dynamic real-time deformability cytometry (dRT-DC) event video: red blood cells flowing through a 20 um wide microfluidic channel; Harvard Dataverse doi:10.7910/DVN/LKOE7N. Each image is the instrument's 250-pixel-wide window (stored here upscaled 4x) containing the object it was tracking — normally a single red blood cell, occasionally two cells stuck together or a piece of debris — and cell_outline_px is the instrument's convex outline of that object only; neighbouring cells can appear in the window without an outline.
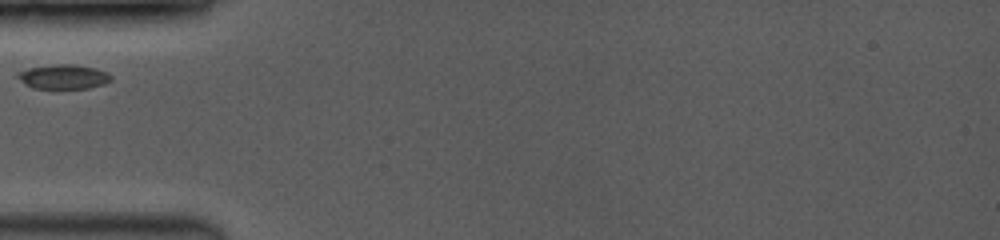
{"species": "common noctule bat (a hibernating species)", "species_latin": "Nyctalus noctula", "temperature_condition": "room temperature", "stored_images_in_passage": 22, "camera_frame_rate_fps": 3500, "um_per_image_px": 0.085, "animal": {"sex": "female", "body_mass_g": 19.0, "forearm_length_mm": 53.3}, "frame": {"image": 1, "passage_image": 1, "time_ms": 0.0, "image_size_px": [1000, 240], "cell_outline_px": [[112, 80], [104, 84], [88, 88], [32, 88], [20, 80], [16, 76], [16, 72], [28, 68], [56, 64], [76, 64], [96, 68], [108, 72], [112, 76]], "centroid_in_image_um": [5.41, 6.51], "position_along_channel_um": 79.6, "area_um2": 13.41}}
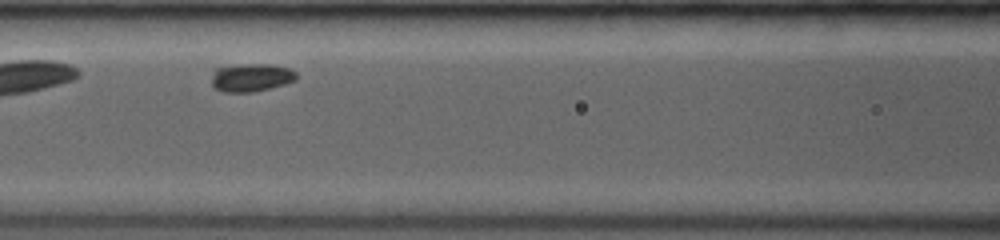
{"frame": {"image": 2, "passage_image": 7, "time_ms": 1.714, "image_size_px": [1000, 240], "cell_outline_px": [[296, 80], [284, 84], [252, 92], [224, 92], [216, 88], [212, 84], [212, 76], [216, 68], [248, 64], [272, 64], [288, 68], [296, 72]], "centroid_in_image_um": [21.36, 6.59], "position_along_channel_um": 145.2, "area_um2": 13.64}}